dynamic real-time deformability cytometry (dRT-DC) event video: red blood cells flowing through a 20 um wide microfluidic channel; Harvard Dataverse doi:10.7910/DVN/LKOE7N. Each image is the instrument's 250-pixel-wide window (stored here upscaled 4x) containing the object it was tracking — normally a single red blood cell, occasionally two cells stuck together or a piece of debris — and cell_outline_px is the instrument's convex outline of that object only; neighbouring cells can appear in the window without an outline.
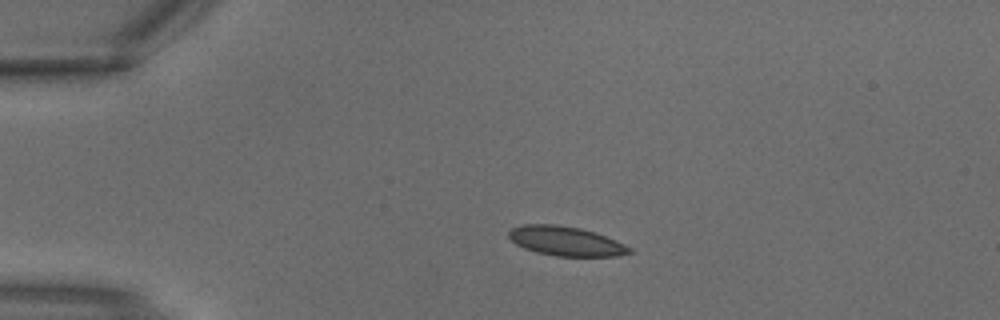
{"species": "common noctule bat (a hibernating species)", "species_latin": "Nyctalus noctula", "temperature_condition": "warm", "stored_images_in_passage": 1, "camera_frame_rate_fps": 3000, "um_per_image_px": 0.085, "animal": {"sex": "male", "body_mass_g": 18.8}, "frame": {"image": 1, "passage_image": 1, "time_ms": 0.0, "image_size_px": [1000, 320], "cell_outline_px": [[632, 252], [616, 256], [556, 256], [536, 252], [524, 248], [516, 244], [508, 236], [508, 232], [512, 228], [524, 224], [556, 224], [580, 228], [596, 232], [616, 240], [632, 248]], "centroid_in_image_um": [48.1, 20.49], "position_along_channel_um": 36.9, "area_um2": 20.69}}